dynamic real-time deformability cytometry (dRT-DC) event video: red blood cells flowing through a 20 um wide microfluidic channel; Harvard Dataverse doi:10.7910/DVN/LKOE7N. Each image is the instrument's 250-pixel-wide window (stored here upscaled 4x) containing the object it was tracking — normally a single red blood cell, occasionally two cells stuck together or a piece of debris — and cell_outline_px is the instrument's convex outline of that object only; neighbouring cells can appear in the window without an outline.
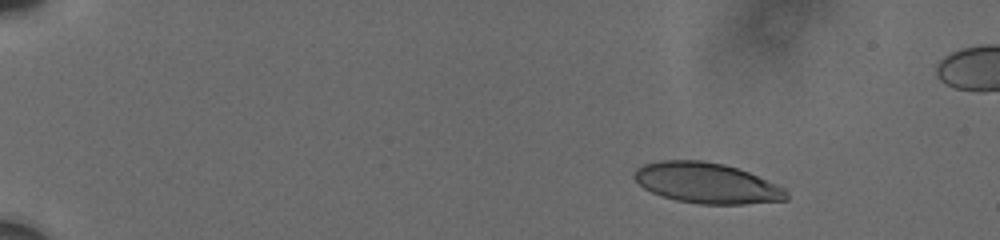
{"species": "human", "species_latin": "Homo sapiens", "temperature_condition": "cold", "stored_images_in_passage": 10, "camera_frame_rate_fps": 3000, "um_per_image_px": 0.085, "donor": {"sex": "male"}, "frame": {"image": 1, "passage_image": 4, "time_ms": 2.667, "image_size_px": [1000, 240], "cell_outline_px": [[788, 200], [744, 204], [700, 204], [676, 200], [652, 192], [644, 188], [632, 176], [632, 172], [636, 168], [644, 164], [660, 160], [704, 160], [724, 164], [748, 172], [776, 184], [784, 188], [788, 192]], "centroid_in_image_um": [60.06, 15.55], "position_along_channel_um": 24.9, "area_um2": 35.95}}
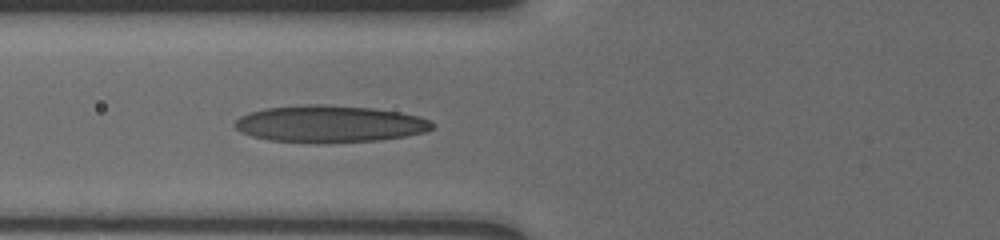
{"frame": {"image": 2, "passage_image": 10, "time_ms": 8.0, "image_size_px": [1000, 240], "cell_outline_px": [[432, 128], [424, 132], [404, 136], [380, 140], [328, 144], [316, 144], [268, 140], [252, 136], [240, 132], [232, 124], [240, 116], [264, 108], [304, 104], [324, 104], [372, 108], [400, 112], [416, 116], [428, 120], [432, 124]], "centroid_in_image_um": [27.95, 10.55], "position_along_channel_um": 97.8, "area_um2": 42.89}}